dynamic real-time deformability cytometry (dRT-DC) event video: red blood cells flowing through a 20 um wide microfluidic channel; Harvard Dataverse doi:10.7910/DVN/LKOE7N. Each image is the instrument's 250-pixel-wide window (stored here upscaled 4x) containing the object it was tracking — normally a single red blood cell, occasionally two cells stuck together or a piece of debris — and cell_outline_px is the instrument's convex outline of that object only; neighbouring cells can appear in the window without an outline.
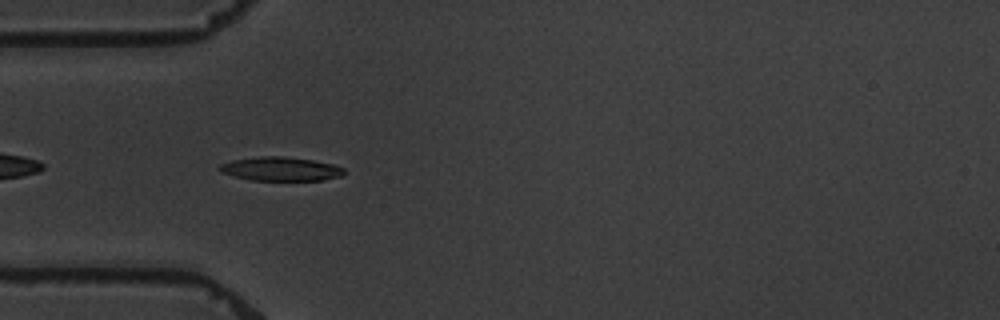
{"species": "common noctule bat (a hibernating species)", "species_latin": "Nyctalus noctula", "temperature_condition": "warm", "stored_images_in_passage": 6, "camera_frame_rate_fps": 3000, "um_per_image_px": 0.085, "animal": {"sex": "male", "body_mass_g": 19.5, "forearm_length_mm": 54.6}, "frame": {"image": 1, "passage_image": 4, "time_ms": 5.333, "image_size_px": [1000, 320], "cell_outline_px": [[344, 172], [340, 176], [324, 180], [252, 180], [220, 172], [216, 168], [220, 164], [232, 160], [260, 156], [284, 156], [312, 160], [332, 164], [344, 168]], "centroid_in_image_um": [23.82, 14.35], "position_along_channel_um": 61.2, "area_um2": 17.22}}
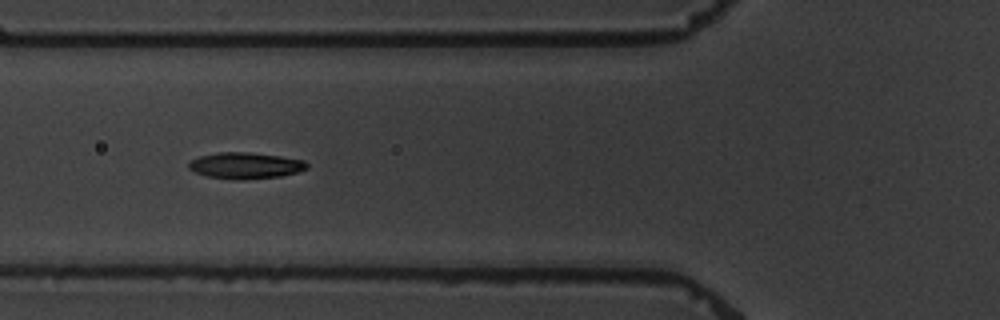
{"frame": {"image": 2, "passage_image": 5, "time_ms": 6.667, "image_size_px": [1000, 320], "cell_outline_px": [[308, 168], [296, 172], [280, 176], [244, 180], [236, 180], [208, 176], [196, 172], [188, 168], [188, 164], [192, 160], [200, 156], [220, 152], [248, 152], [280, 156], [304, 160], [308, 164]], "centroid_in_image_um": [20.87, 14.07], "position_along_channel_um": 104.9, "area_um2": 17.98}}
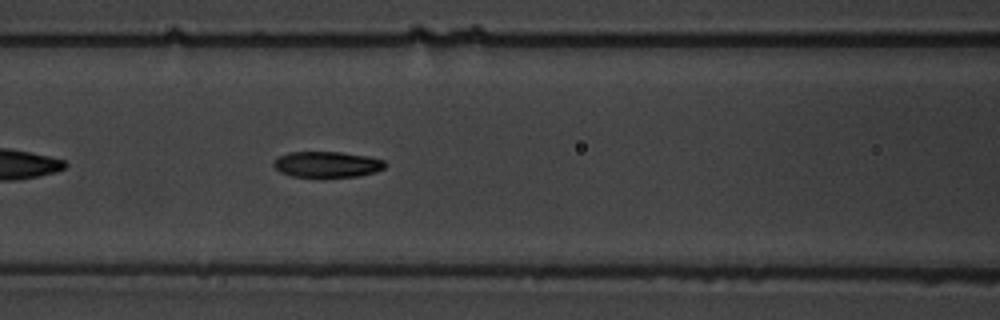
{"frame": {"image": 3, "passage_image": 6, "time_ms": 7.667, "image_size_px": [1000, 320], "cell_outline_px": [[388, 164], [384, 168], [376, 172], [360, 176], [292, 176], [280, 172], [272, 164], [272, 160], [288, 152], [340, 152], [368, 156], [384, 160]], "centroid_in_image_um": [27.82, 13.96], "position_along_channel_um": 138.8, "area_um2": 16.76}}